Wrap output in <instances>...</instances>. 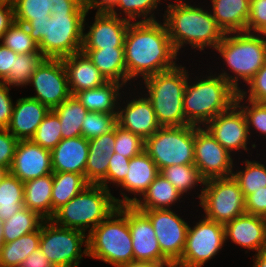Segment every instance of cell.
<instances>
[{
    "mask_svg": "<svg viewBox=\"0 0 266 267\" xmlns=\"http://www.w3.org/2000/svg\"><path fill=\"white\" fill-rule=\"evenodd\" d=\"M161 23L159 20L130 22L124 39L127 83L177 65L179 54L172 45L165 23Z\"/></svg>",
    "mask_w": 266,
    "mask_h": 267,
    "instance_id": "6da1fadb",
    "label": "cell"
},
{
    "mask_svg": "<svg viewBox=\"0 0 266 267\" xmlns=\"http://www.w3.org/2000/svg\"><path fill=\"white\" fill-rule=\"evenodd\" d=\"M175 1L167 4L163 22L177 54L187 44L201 52L207 47L215 50L225 33L217 25L211 11L200 5L192 6L185 0Z\"/></svg>",
    "mask_w": 266,
    "mask_h": 267,
    "instance_id": "7a4b0ae2",
    "label": "cell"
},
{
    "mask_svg": "<svg viewBox=\"0 0 266 267\" xmlns=\"http://www.w3.org/2000/svg\"><path fill=\"white\" fill-rule=\"evenodd\" d=\"M87 13H54L50 18L31 20L27 29L46 58L62 59L80 52Z\"/></svg>",
    "mask_w": 266,
    "mask_h": 267,
    "instance_id": "3957f363",
    "label": "cell"
},
{
    "mask_svg": "<svg viewBox=\"0 0 266 267\" xmlns=\"http://www.w3.org/2000/svg\"><path fill=\"white\" fill-rule=\"evenodd\" d=\"M215 50L228 66V71L233 72L232 76L223 68L217 75L227 80L239 92L241 88L238 81L242 79L248 84L266 63V36L263 33H225Z\"/></svg>",
    "mask_w": 266,
    "mask_h": 267,
    "instance_id": "277c9868",
    "label": "cell"
},
{
    "mask_svg": "<svg viewBox=\"0 0 266 267\" xmlns=\"http://www.w3.org/2000/svg\"><path fill=\"white\" fill-rule=\"evenodd\" d=\"M209 75L186 83L183 94L186 125L204 127L236 103L239 92L221 76L213 75L212 72Z\"/></svg>",
    "mask_w": 266,
    "mask_h": 267,
    "instance_id": "5b68a950",
    "label": "cell"
},
{
    "mask_svg": "<svg viewBox=\"0 0 266 267\" xmlns=\"http://www.w3.org/2000/svg\"><path fill=\"white\" fill-rule=\"evenodd\" d=\"M87 257L115 267L134 262L132 238L128 226V205L118 206L87 234Z\"/></svg>",
    "mask_w": 266,
    "mask_h": 267,
    "instance_id": "8992f818",
    "label": "cell"
},
{
    "mask_svg": "<svg viewBox=\"0 0 266 267\" xmlns=\"http://www.w3.org/2000/svg\"><path fill=\"white\" fill-rule=\"evenodd\" d=\"M188 70L182 65L150 75L141 81L161 127L186 125L183 111V94L189 79Z\"/></svg>",
    "mask_w": 266,
    "mask_h": 267,
    "instance_id": "52a82bcc",
    "label": "cell"
},
{
    "mask_svg": "<svg viewBox=\"0 0 266 267\" xmlns=\"http://www.w3.org/2000/svg\"><path fill=\"white\" fill-rule=\"evenodd\" d=\"M118 205L111 191L101 185H88L51 219L56 225L88 234L105 220ZM89 229V230H88Z\"/></svg>",
    "mask_w": 266,
    "mask_h": 267,
    "instance_id": "ba28073f",
    "label": "cell"
},
{
    "mask_svg": "<svg viewBox=\"0 0 266 267\" xmlns=\"http://www.w3.org/2000/svg\"><path fill=\"white\" fill-rule=\"evenodd\" d=\"M195 126L160 127L145 140L144 151L159 171L167 166L194 164Z\"/></svg>",
    "mask_w": 266,
    "mask_h": 267,
    "instance_id": "9c48e42d",
    "label": "cell"
},
{
    "mask_svg": "<svg viewBox=\"0 0 266 267\" xmlns=\"http://www.w3.org/2000/svg\"><path fill=\"white\" fill-rule=\"evenodd\" d=\"M196 197L200 199L203 216L221 224L246 213L245 196L233 176L205 180Z\"/></svg>",
    "mask_w": 266,
    "mask_h": 267,
    "instance_id": "30bf717a",
    "label": "cell"
},
{
    "mask_svg": "<svg viewBox=\"0 0 266 267\" xmlns=\"http://www.w3.org/2000/svg\"><path fill=\"white\" fill-rule=\"evenodd\" d=\"M39 248L55 267H79L83 255H88L87 235L45 220L41 225Z\"/></svg>",
    "mask_w": 266,
    "mask_h": 267,
    "instance_id": "8fae6325",
    "label": "cell"
},
{
    "mask_svg": "<svg viewBox=\"0 0 266 267\" xmlns=\"http://www.w3.org/2000/svg\"><path fill=\"white\" fill-rule=\"evenodd\" d=\"M202 217L193 227L189 225L182 256L174 267H202L224 247V224Z\"/></svg>",
    "mask_w": 266,
    "mask_h": 267,
    "instance_id": "7c38bea8",
    "label": "cell"
},
{
    "mask_svg": "<svg viewBox=\"0 0 266 267\" xmlns=\"http://www.w3.org/2000/svg\"><path fill=\"white\" fill-rule=\"evenodd\" d=\"M150 220L162 254L175 265L185 247L189 225L173 209L140 210Z\"/></svg>",
    "mask_w": 266,
    "mask_h": 267,
    "instance_id": "4fadbf2b",
    "label": "cell"
},
{
    "mask_svg": "<svg viewBox=\"0 0 266 267\" xmlns=\"http://www.w3.org/2000/svg\"><path fill=\"white\" fill-rule=\"evenodd\" d=\"M29 84L34 87L37 99L50 110L55 109L71 94L68 76L62 59L46 58L34 71Z\"/></svg>",
    "mask_w": 266,
    "mask_h": 267,
    "instance_id": "5bb4252c",
    "label": "cell"
},
{
    "mask_svg": "<svg viewBox=\"0 0 266 267\" xmlns=\"http://www.w3.org/2000/svg\"><path fill=\"white\" fill-rule=\"evenodd\" d=\"M194 150V165L205 180L232 176L235 168L232 154L202 126H195Z\"/></svg>",
    "mask_w": 266,
    "mask_h": 267,
    "instance_id": "9a60e30c",
    "label": "cell"
},
{
    "mask_svg": "<svg viewBox=\"0 0 266 267\" xmlns=\"http://www.w3.org/2000/svg\"><path fill=\"white\" fill-rule=\"evenodd\" d=\"M204 127L231 154L234 155V152L240 150L246 152L250 150L247 144L252 134L249 133L243 111L236 103L227 111L218 114Z\"/></svg>",
    "mask_w": 266,
    "mask_h": 267,
    "instance_id": "2e32d148",
    "label": "cell"
},
{
    "mask_svg": "<svg viewBox=\"0 0 266 267\" xmlns=\"http://www.w3.org/2000/svg\"><path fill=\"white\" fill-rule=\"evenodd\" d=\"M128 226L135 262L172 264L162 254L149 218L133 205H128Z\"/></svg>",
    "mask_w": 266,
    "mask_h": 267,
    "instance_id": "e0dca14e",
    "label": "cell"
},
{
    "mask_svg": "<svg viewBox=\"0 0 266 267\" xmlns=\"http://www.w3.org/2000/svg\"><path fill=\"white\" fill-rule=\"evenodd\" d=\"M88 32H83L82 49L124 48L130 21L108 11H97Z\"/></svg>",
    "mask_w": 266,
    "mask_h": 267,
    "instance_id": "ac0fdd59",
    "label": "cell"
},
{
    "mask_svg": "<svg viewBox=\"0 0 266 267\" xmlns=\"http://www.w3.org/2000/svg\"><path fill=\"white\" fill-rule=\"evenodd\" d=\"M9 173L22 182L53 173L51 151L30 140H19Z\"/></svg>",
    "mask_w": 266,
    "mask_h": 267,
    "instance_id": "d6986e66",
    "label": "cell"
},
{
    "mask_svg": "<svg viewBox=\"0 0 266 267\" xmlns=\"http://www.w3.org/2000/svg\"><path fill=\"white\" fill-rule=\"evenodd\" d=\"M131 100H123L125 104L118 106L117 124L140 136L144 141L152 136L161 126L159 125L153 106L146 96ZM122 107V108H121Z\"/></svg>",
    "mask_w": 266,
    "mask_h": 267,
    "instance_id": "ffe728a7",
    "label": "cell"
},
{
    "mask_svg": "<svg viewBox=\"0 0 266 267\" xmlns=\"http://www.w3.org/2000/svg\"><path fill=\"white\" fill-rule=\"evenodd\" d=\"M225 241L255 253L266 250V218L244 213L224 224Z\"/></svg>",
    "mask_w": 266,
    "mask_h": 267,
    "instance_id": "44dd1931",
    "label": "cell"
},
{
    "mask_svg": "<svg viewBox=\"0 0 266 267\" xmlns=\"http://www.w3.org/2000/svg\"><path fill=\"white\" fill-rule=\"evenodd\" d=\"M159 173L156 163L145 151L132 157L129 162L128 173L118 187L123 188V191L126 190L128 193L134 194V197L130 198L121 191L120 195H123V199L114 197L116 204L122 206L135 203L138 199L137 196L141 197L143 195Z\"/></svg>",
    "mask_w": 266,
    "mask_h": 267,
    "instance_id": "7402d4cb",
    "label": "cell"
},
{
    "mask_svg": "<svg viewBox=\"0 0 266 267\" xmlns=\"http://www.w3.org/2000/svg\"><path fill=\"white\" fill-rule=\"evenodd\" d=\"M50 109L32 97L17 99L7 130L18 140H30Z\"/></svg>",
    "mask_w": 266,
    "mask_h": 267,
    "instance_id": "603a6c76",
    "label": "cell"
},
{
    "mask_svg": "<svg viewBox=\"0 0 266 267\" xmlns=\"http://www.w3.org/2000/svg\"><path fill=\"white\" fill-rule=\"evenodd\" d=\"M89 153V140L83 136L62 139L51 151L53 172H70L85 175Z\"/></svg>",
    "mask_w": 266,
    "mask_h": 267,
    "instance_id": "cb8c5ba5",
    "label": "cell"
},
{
    "mask_svg": "<svg viewBox=\"0 0 266 267\" xmlns=\"http://www.w3.org/2000/svg\"><path fill=\"white\" fill-rule=\"evenodd\" d=\"M62 61L67 71L71 95L81 90L101 87L108 82L82 51L66 56Z\"/></svg>",
    "mask_w": 266,
    "mask_h": 267,
    "instance_id": "d4e9b609",
    "label": "cell"
},
{
    "mask_svg": "<svg viewBox=\"0 0 266 267\" xmlns=\"http://www.w3.org/2000/svg\"><path fill=\"white\" fill-rule=\"evenodd\" d=\"M212 16L224 33L247 32L251 0H211Z\"/></svg>",
    "mask_w": 266,
    "mask_h": 267,
    "instance_id": "484cf974",
    "label": "cell"
},
{
    "mask_svg": "<svg viewBox=\"0 0 266 267\" xmlns=\"http://www.w3.org/2000/svg\"><path fill=\"white\" fill-rule=\"evenodd\" d=\"M123 87L119 82L108 81L101 87L81 90L74 96L88 111L117 114L122 101V92L119 91Z\"/></svg>",
    "mask_w": 266,
    "mask_h": 267,
    "instance_id": "4316f807",
    "label": "cell"
},
{
    "mask_svg": "<svg viewBox=\"0 0 266 267\" xmlns=\"http://www.w3.org/2000/svg\"><path fill=\"white\" fill-rule=\"evenodd\" d=\"M107 81L127 84L124 48L81 49Z\"/></svg>",
    "mask_w": 266,
    "mask_h": 267,
    "instance_id": "83f0119b",
    "label": "cell"
},
{
    "mask_svg": "<svg viewBox=\"0 0 266 267\" xmlns=\"http://www.w3.org/2000/svg\"><path fill=\"white\" fill-rule=\"evenodd\" d=\"M183 195L160 173L132 205L138 210L171 209Z\"/></svg>",
    "mask_w": 266,
    "mask_h": 267,
    "instance_id": "f1b7e54d",
    "label": "cell"
},
{
    "mask_svg": "<svg viewBox=\"0 0 266 267\" xmlns=\"http://www.w3.org/2000/svg\"><path fill=\"white\" fill-rule=\"evenodd\" d=\"M53 173L24 182V207L45 220L52 219Z\"/></svg>",
    "mask_w": 266,
    "mask_h": 267,
    "instance_id": "f546056e",
    "label": "cell"
},
{
    "mask_svg": "<svg viewBox=\"0 0 266 267\" xmlns=\"http://www.w3.org/2000/svg\"><path fill=\"white\" fill-rule=\"evenodd\" d=\"M88 185L85 175L70 172H53L52 218L55 212L67 204Z\"/></svg>",
    "mask_w": 266,
    "mask_h": 267,
    "instance_id": "4dcf8cb0",
    "label": "cell"
},
{
    "mask_svg": "<svg viewBox=\"0 0 266 267\" xmlns=\"http://www.w3.org/2000/svg\"><path fill=\"white\" fill-rule=\"evenodd\" d=\"M40 237L41 227L12 242L4 243L0 248V267H19L27 256L39 248Z\"/></svg>",
    "mask_w": 266,
    "mask_h": 267,
    "instance_id": "1f68e13d",
    "label": "cell"
},
{
    "mask_svg": "<svg viewBox=\"0 0 266 267\" xmlns=\"http://www.w3.org/2000/svg\"><path fill=\"white\" fill-rule=\"evenodd\" d=\"M52 111L59 117L62 139L81 136L82 124L89 111L74 95H70Z\"/></svg>",
    "mask_w": 266,
    "mask_h": 267,
    "instance_id": "d6a6232c",
    "label": "cell"
},
{
    "mask_svg": "<svg viewBox=\"0 0 266 267\" xmlns=\"http://www.w3.org/2000/svg\"><path fill=\"white\" fill-rule=\"evenodd\" d=\"M24 208V182L8 173L0 182V220L5 221Z\"/></svg>",
    "mask_w": 266,
    "mask_h": 267,
    "instance_id": "836d02e7",
    "label": "cell"
},
{
    "mask_svg": "<svg viewBox=\"0 0 266 267\" xmlns=\"http://www.w3.org/2000/svg\"><path fill=\"white\" fill-rule=\"evenodd\" d=\"M45 221L38 213L24 207L12 217L3 221V240L9 243L15 239L37 231Z\"/></svg>",
    "mask_w": 266,
    "mask_h": 267,
    "instance_id": "e575fe53",
    "label": "cell"
},
{
    "mask_svg": "<svg viewBox=\"0 0 266 267\" xmlns=\"http://www.w3.org/2000/svg\"><path fill=\"white\" fill-rule=\"evenodd\" d=\"M160 174L167 179L182 195L189 194L199 183L205 184L199 169L194 164L171 165L160 170Z\"/></svg>",
    "mask_w": 266,
    "mask_h": 267,
    "instance_id": "d590c367",
    "label": "cell"
},
{
    "mask_svg": "<svg viewBox=\"0 0 266 267\" xmlns=\"http://www.w3.org/2000/svg\"><path fill=\"white\" fill-rule=\"evenodd\" d=\"M45 59L40 50L34 53L17 54V57H14L13 71H10L2 82L8 87L29 85L34 71Z\"/></svg>",
    "mask_w": 266,
    "mask_h": 267,
    "instance_id": "8d00e7d4",
    "label": "cell"
},
{
    "mask_svg": "<svg viewBox=\"0 0 266 267\" xmlns=\"http://www.w3.org/2000/svg\"><path fill=\"white\" fill-rule=\"evenodd\" d=\"M161 0H117L116 3L108 10L109 13L128 21H156L155 9L160 5ZM116 8V10H115ZM118 10H121L118 11ZM117 11L119 13H117ZM120 15V16H119ZM149 16V17H148ZM142 17V18H141Z\"/></svg>",
    "mask_w": 266,
    "mask_h": 267,
    "instance_id": "74e56055",
    "label": "cell"
},
{
    "mask_svg": "<svg viewBox=\"0 0 266 267\" xmlns=\"http://www.w3.org/2000/svg\"><path fill=\"white\" fill-rule=\"evenodd\" d=\"M245 168L233 171V178L238 182L242 193L245 198L255 192V190L263 189L266 187V166L258 161H251L246 159Z\"/></svg>",
    "mask_w": 266,
    "mask_h": 267,
    "instance_id": "f35d334b",
    "label": "cell"
},
{
    "mask_svg": "<svg viewBox=\"0 0 266 267\" xmlns=\"http://www.w3.org/2000/svg\"><path fill=\"white\" fill-rule=\"evenodd\" d=\"M0 41L17 54L34 53L39 50L38 44L31 38L26 25L17 21L11 24Z\"/></svg>",
    "mask_w": 266,
    "mask_h": 267,
    "instance_id": "ab89813d",
    "label": "cell"
},
{
    "mask_svg": "<svg viewBox=\"0 0 266 267\" xmlns=\"http://www.w3.org/2000/svg\"><path fill=\"white\" fill-rule=\"evenodd\" d=\"M53 5V0H14V19L27 25L31 20L50 18Z\"/></svg>",
    "mask_w": 266,
    "mask_h": 267,
    "instance_id": "60d3db41",
    "label": "cell"
},
{
    "mask_svg": "<svg viewBox=\"0 0 266 267\" xmlns=\"http://www.w3.org/2000/svg\"><path fill=\"white\" fill-rule=\"evenodd\" d=\"M31 140L50 151L60 143L62 140L61 123L52 110L42 120Z\"/></svg>",
    "mask_w": 266,
    "mask_h": 267,
    "instance_id": "b9f144b4",
    "label": "cell"
},
{
    "mask_svg": "<svg viewBox=\"0 0 266 267\" xmlns=\"http://www.w3.org/2000/svg\"><path fill=\"white\" fill-rule=\"evenodd\" d=\"M117 124V114L89 111L81 128V136L91 140L112 131Z\"/></svg>",
    "mask_w": 266,
    "mask_h": 267,
    "instance_id": "7bdbcfd3",
    "label": "cell"
},
{
    "mask_svg": "<svg viewBox=\"0 0 266 267\" xmlns=\"http://www.w3.org/2000/svg\"><path fill=\"white\" fill-rule=\"evenodd\" d=\"M243 101L247 102L248 105L244 104L245 102ZM236 104L241 108L246 117L249 133H252L250 132L251 130L259 131V134L261 136L264 135L266 139V103H258L248 99L244 100L238 93Z\"/></svg>",
    "mask_w": 266,
    "mask_h": 267,
    "instance_id": "ee69618b",
    "label": "cell"
},
{
    "mask_svg": "<svg viewBox=\"0 0 266 267\" xmlns=\"http://www.w3.org/2000/svg\"><path fill=\"white\" fill-rule=\"evenodd\" d=\"M145 141L138 135L115 125V147L114 153L127 158H132L144 151Z\"/></svg>",
    "mask_w": 266,
    "mask_h": 267,
    "instance_id": "f6af8a7d",
    "label": "cell"
},
{
    "mask_svg": "<svg viewBox=\"0 0 266 267\" xmlns=\"http://www.w3.org/2000/svg\"><path fill=\"white\" fill-rule=\"evenodd\" d=\"M109 157L105 151L89 150L85 166V178L89 184L99 185L106 178Z\"/></svg>",
    "mask_w": 266,
    "mask_h": 267,
    "instance_id": "bcb514c9",
    "label": "cell"
},
{
    "mask_svg": "<svg viewBox=\"0 0 266 267\" xmlns=\"http://www.w3.org/2000/svg\"><path fill=\"white\" fill-rule=\"evenodd\" d=\"M130 158L124 157L117 153H112L109 157V167L106 178L99 184L110 190L109 183L118 186L124 181L129 169Z\"/></svg>",
    "mask_w": 266,
    "mask_h": 267,
    "instance_id": "7dc6e473",
    "label": "cell"
},
{
    "mask_svg": "<svg viewBox=\"0 0 266 267\" xmlns=\"http://www.w3.org/2000/svg\"><path fill=\"white\" fill-rule=\"evenodd\" d=\"M247 86H249L247 91H244V89L239 91L243 98L258 103H266V63L248 82Z\"/></svg>",
    "mask_w": 266,
    "mask_h": 267,
    "instance_id": "c3c4849f",
    "label": "cell"
},
{
    "mask_svg": "<svg viewBox=\"0 0 266 267\" xmlns=\"http://www.w3.org/2000/svg\"><path fill=\"white\" fill-rule=\"evenodd\" d=\"M266 29V0H251L247 32L262 33Z\"/></svg>",
    "mask_w": 266,
    "mask_h": 267,
    "instance_id": "681fc988",
    "label": "cell"
},
{
    "mask_svg": "<svg viewBox=\"0 0 266 267\" xmlns=\"http://www.w3.org/2000/svg\"><path fill=\"white\" fill-rule=\"evenodd\" d=\"M18 141L7 129H0V166L10 169Z\"/></svg>",
    "mask_w": 266,
    "mask_h": 267,
    "instance_id": "f907efd6",
    "label": "cell"
},
{
    "mask_svg": "<svg viewBox=\"0 0 266 267\" xmlns=\"http://www.w3.org/2000/svg\"><path fill=\"white\" fill-rule=\"evenodd\" d=\"M245 211L266 218V187L255 190L245 198Z\"/></svg>",
    "mask_w": 266,
    "mask_h": 267,
    "instance_id": "816d5d0a",
    "label": "cell"
},
{
    "mask_svg": "<svg viewBox=\"0 0 266 267\" xmlns=\"http://www.w3.org/2000/svg\"><path fill=\"white\" fill-rule=\"evenodd\" d=\"M9 93L10 88L0 82V129H7L13 113L14 103Z\"/></svg>",
    "mask_w": 266,
    "mask_h": 267,
    "instance_id": "f5cc1de1",
    "label": "cell"
},
{
    "mask_svg": "<svg viewBox=\"0 0 266 267\" xmlns=\"http://www.w3.org/2000/svg\"><path fill=\"white\" fill-rule=\"evenodd\" d=\"M51 15L54 13H89L82 0H53Z\"/></svg>",
    "mask_w": 266,
    "mask_h": 267,
    "instance_id": "db71d44e",
    "label": "cell"
},
{
    "mask_svg": "<svg viewBox=\"0 0 266 267\" xmlns=\"http://www.w3.org/2000/svg\"><path fill=\"white\" fill-rule=\"evenodd\" d=\"M115 147V127L109 133L103 134L97 138L89 140V150H101L108 154L114 152Z\"/></svg>",
    "mask_w": 266,
    "mask_h": 267,
    "instance_id": "11a10c76",
    "label": "cell"
},
{
    "mask_svg": "<svg viewBox=\"0 0 266 267\" xmlns=\"http://www.w3.org/2000/svg\"><path fill=\"white\" fill-rule=\"evenodd\" d=\"M14 57L17 53L0 43V82L13 71Z\"/></svg>",
    "mask_w": 266,
    "mask_h": 267,
    "instance_id": "9f6ffc18",
    "label": "cell"
},
{
    "mask_svg": "<svg viewBox=\"0 0 266 267\" xmlns=\"http://www.w3.org/2000/svg\"><path fill=\"white\" fill-rule=\"evenodd\" d=\"M14 21L13 4L0 3V39Z\"/></svg>",
    "mask_w": 266,
    "mask_h": 267,
    "instance_id": "6f0895ef",
    "label": "cell"
},
{
    "mask_svg": "<svg viewBox=\"0 0 266 267\" xmlns=\"http://www.w3.org/2000/svg\"><path fill=\"white\" fill-rule=\"evenodd\" d=\"M19 267H55L42 253L40 248L32 252Z\"/></svg>",
    "mask_w": 266,
    "mask_h": 267,
    "instance_id": "680465c9",
    "label": "cell"
},
{
    "mask_svg": "<svg viewBox=\"0 0 266 267\" xmlns=\"http://www.w3.org/2000/svg\"><path fill=\"white\" fill-rule=\"evenodd\" d=\"M117 0H82L87 10L108 11Z\"/></svg>",
    "mask_w": 266,
    "mask_h": 267,
    "instance_id": "91938a15",
    "label": "cell"
},
{
    "mask_svg": "<svg viewBox=\"0 0 266 267\" xmlns=\"http://www.w3.org/2000/svg\"><path fill=\"white\" fill-rule=\"evenodd\" d=\"M120 267H174L173 264H163V263H150V262H132Z\"/></svg>",
    "mask_w": 266,
    "mask_h": 267,
    "instance_id": "94428289",
    "label": "cell"
},
{
    "mask_svg": "<svg viewBox=\"0 0 266 267\" xmlns=\"http://www.w3.org/2000/svg\"><path fill=\"white\" fill-rule=\"evenodd\" d=\"M252 267H266V250L260 251L254 255Z\"/></svg>",
    "mask_w": 266,
    "mask_h": 267,
    "instance_id": "6125c7cd",
    "label": "cell"
},
{
    "mask_svg": "<svg viewBox=\"0 0 266 267\" xmlns=\"http://www.w3.org/2000/svg\"><path fill=\"white\" fill-rule=\"evenodd\" d=\"M9 173V169L0 166V182L3 180V178Z\"/></svg>",
    "mask_w": 266,
    "mask_h": 267,
    "instance_id": "be15d7a7",
    "label": "cell"
},
{
    "mask_svg": "<svg viewBox=\"0 0 266 267\" xmlns=\"http://www.w3.org/2000/svg\"><path fill=\"white\" fill-rule=\"evenodd\" d=\"M4 244L3 240V221L0 220V248Z\"/></svg>",
    "mask_w": 266,
    "mask_h": 267,
    "instance_id": "e7e4bbea",
    "label": "cell"
},
{
    "mask_svg": "<svg viewBox=\"0 0 266 267\" xmlns=\"http://www.w3.org/2000/svg\"><path fill=\"white\" fill-rule=\"evenodd\" d=\"M14 0H0V3L13 4Z\"/></svg>",
    "mask_w": 266,
    "mask_h": 267,
    "instance_id": "03108f58",
    "label": "cell"
},
{
    "mask_svg": "<svg viewBox=\"0 0 266 267\" xmlns=\"http://www.w3.org/2000/svg\"><path fill=\"white\" fill-rule=\"evenodd\" d=\"M262 33L266 36V29Z\"/></svg>",
    "mask_w": 266,
    "mask_h": 267,
    "instance_id": "003e7915",
    "label": "cell"
}]
</instances>
